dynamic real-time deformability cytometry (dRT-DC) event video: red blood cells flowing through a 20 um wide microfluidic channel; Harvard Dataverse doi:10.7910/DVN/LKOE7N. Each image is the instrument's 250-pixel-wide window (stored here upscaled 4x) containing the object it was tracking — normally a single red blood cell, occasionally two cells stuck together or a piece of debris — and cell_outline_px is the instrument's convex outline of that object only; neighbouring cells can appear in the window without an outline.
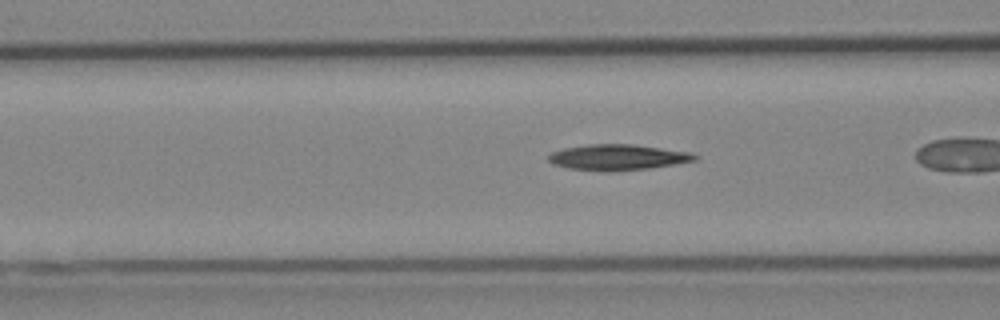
{"species": "Egyptian fruit bat (a non-hibernating species)", "species_latin": "Rousettus aegyptiacus", "temperature_condition": "cold", "stored_images_in_passage": 10, "camera_frame_rate_fps": 3000, "um_per_image_px": 0.085, "animal": {"sex": "female"}, "frame": {"image": 1, "passage_image": 7, "time_ms": 2.0, "image_size_px": [1000, 320], "cell_outline_px": [[696, 160], [648, 168], [612, 172], [604, 172], [568, 168], [552, 164], [548, 160], [548, 156], [552, 152], [564, 148], [588, 144], [632, 144], [692, 152], [696, 156]], "centroid_in_image_um": [52.46, 13.37], "position_along_channel_um": 114.1, "area_um2": 21.96}}